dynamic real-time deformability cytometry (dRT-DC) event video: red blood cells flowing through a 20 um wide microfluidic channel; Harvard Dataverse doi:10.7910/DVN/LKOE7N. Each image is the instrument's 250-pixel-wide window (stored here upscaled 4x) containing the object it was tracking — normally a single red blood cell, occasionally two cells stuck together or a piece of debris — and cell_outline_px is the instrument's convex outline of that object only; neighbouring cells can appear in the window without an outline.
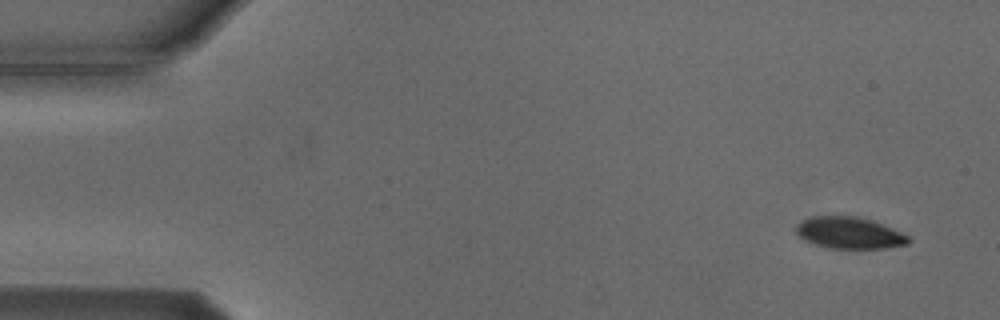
{"species": "Egyptian fruit bat (a non-hibernating species)", "species_latin": "Rousettus aegyptiacus", "temperature_condition": "cold", "stored_images_in_passage": 8, "camera_frame_rate_fps": 3000, "um_per_image_px": 0.085, "animal": {"sex": "male"}, "frame": {"image": 1, "passage_image": 1, "time_ms": 0.0, "image_size_px": [1000, 320], "cell_outline_px": [[912, 240], [908, 244], [888, 248], [828, 248], [812, 244], [804, 240], [796, 232], [796, 224], [800, 220], [812, 216], [856, 216], [872, 220], [900, 232], [908, 236]], "centroid_in_image_um": [72.17, 19.8], "position_along_channel_um": 12.8, "area_um2": 20.81}}
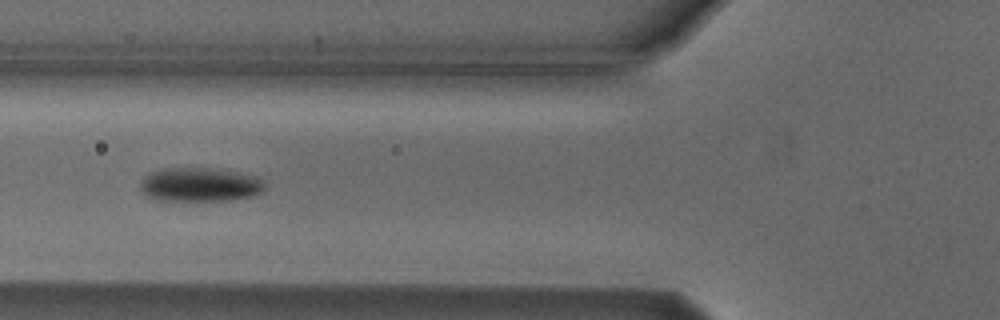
{"frame": {"image": 2, "passage_image": 6, "time_ms": 5.667, "image_size_px": [1000, 320], "cell_outline_px": [[264, 188], [256, 196], [232, 200], [156, 200], [148, 196], [140, 188], [140, 180], [144, 176], [152, 172], [164, 168], [204, 168], [236, 172], [260, 176], [264, 180]], "centroid_in_image_um": [17.02, 15.69], "position_along_channel_um": 108.8, "area_um2": 24.68}}
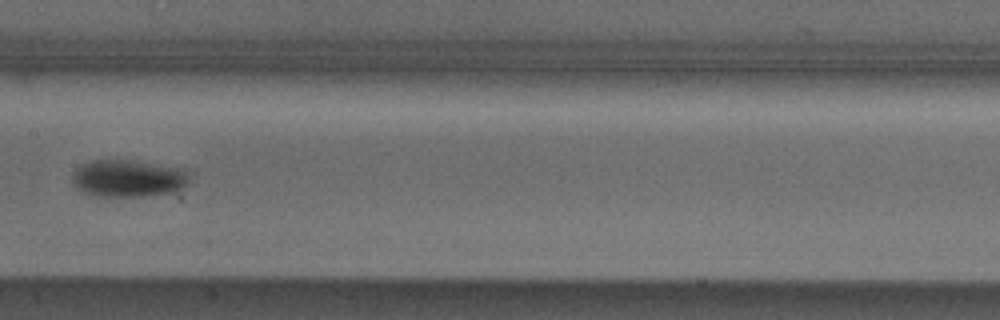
{"frame": {"image": 3, "passage_image": 8, "time_ms": 8.0, "image_size_px": [1000, 320], "cell_outline_px": [[188, 184], [184, 188], [172, 192], [144, 196], [96, 196], [84, 192], [76, 188], [72, 184], [72, 176], [76, 168], [80, 164], [92, 160], [128, 160], [184, 168], [188, 176]], "centroid_in_image_um": [10.87, 15.16], "position_along_channel_um": 196.5, "area_um2": 25.49}}